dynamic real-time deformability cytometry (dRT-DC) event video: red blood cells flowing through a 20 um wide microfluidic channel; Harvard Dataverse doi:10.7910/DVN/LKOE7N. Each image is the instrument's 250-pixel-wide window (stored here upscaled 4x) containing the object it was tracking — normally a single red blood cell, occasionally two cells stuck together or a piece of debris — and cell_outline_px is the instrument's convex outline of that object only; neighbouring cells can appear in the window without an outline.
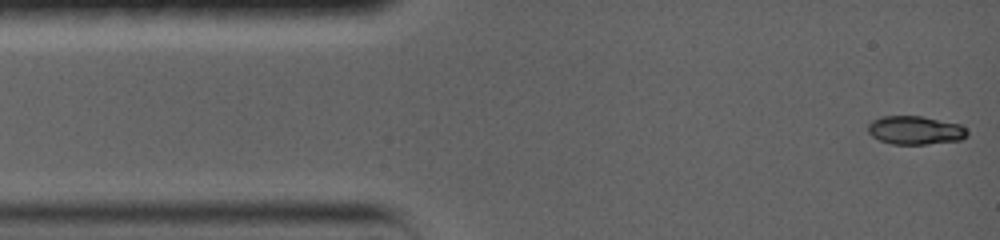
{"species": "common noctule bat (a hibernating species)", "species_latin": "Nyctalus noctula", "temperature_condition": "warm", "stored_images_in_passage": 37, "camera_frame_rate_fps": 5000, "um_per_image_px": 0.085, "animal": {"sex": "female", "body_mass_g": 19.0, "forearm_length_mm": 56.7}, "frame": {"image": 1, "passage_image": 1, "time_ms": 0.0, "image_size_px": [1000, 240], "cell_outline_px": [[968, 136], [960, 140], [928, 144], [892, 144], [880, 140], [872, 136], [868, 132], [868, 124], [872, 120], [880, 116], [920, 116], [960, 124], [968, 132]], "centroid_in_image_um": [77.78, 11.07], "position_along_channel_um": 7.2, "area_um2": 16.47}}
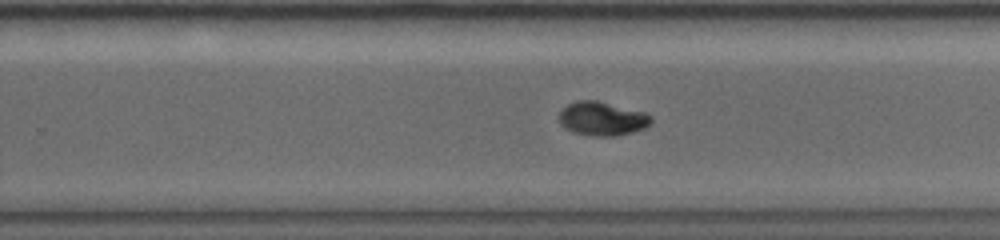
{"frame": {"image": 2, "passage_image": 23, "time_ms": 9.2, "image_size_px": [1000, 240], "cell_outline_px": [[652, 120], [644, 128], [632, 132], [616, 136], [592, 136], [572, 132], [564, 128], [560, 124], [560, 112], [568, 104], [576, 100], [596, 100], [644, 112], [652, 116]], "centroid_in_image_um": [51.17, 10.09], "position_along_channel_um": 278.6, "area_um2": 18.09}}
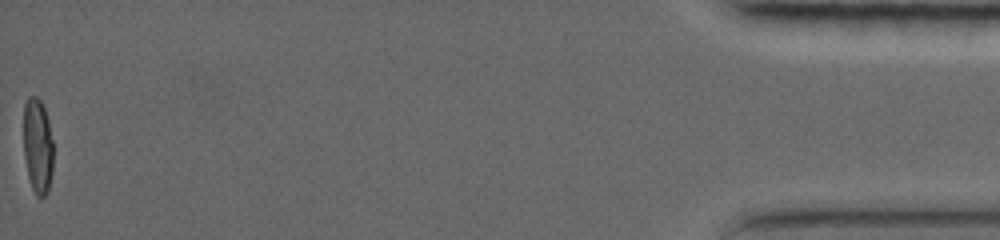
{"frame": {"image": 3, "passage_image": 37, "time_ms": 17.0, "image_size_px": [1000, 240], "cell_outline_px": [[52, 172], [48, 192], [44, 196], [36, 196], [32, 188], [28, 176], [24, 156], [24, 104], [28, 96], [36, 96], [44, 104], [48, 120], [52, 140]], "centroid_in_image_um": [3.2, 12.39], "position_along_channel_um": 432.0, "area_um2": 16.59}, "authors_computed_cell_mechanics": {"area_um2": 17.5134, "velocity_mm_per_s": 3.7772, "shape_relaxation_time_tau1_ms": 6.8307, "shape_relaxation_time_tau2_ms": null, "deformation_change_tau1": 0.2555, "deformation_change_tau2": null}}